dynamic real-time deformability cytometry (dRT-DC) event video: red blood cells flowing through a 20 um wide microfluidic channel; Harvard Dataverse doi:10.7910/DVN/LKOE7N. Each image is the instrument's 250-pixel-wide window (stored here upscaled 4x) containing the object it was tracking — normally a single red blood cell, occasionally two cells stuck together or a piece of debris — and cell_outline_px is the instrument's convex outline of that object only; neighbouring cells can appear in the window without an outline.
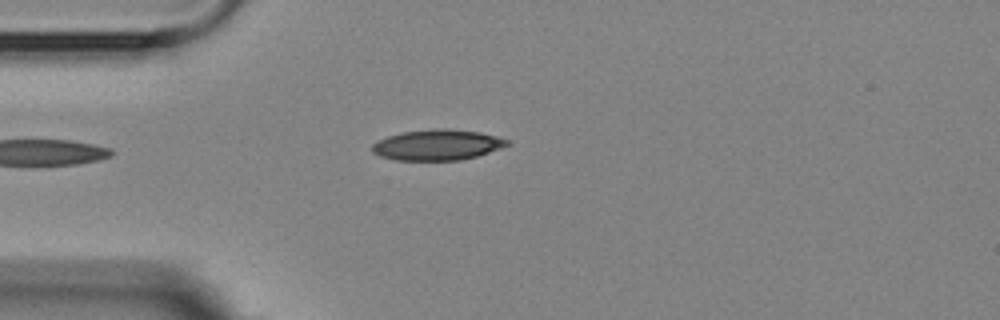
{"species": "Egyptian fruit bat (a non-hibernating species)", "species_latin": "Rousettus aegyptiacus", "temperature_condition": "room temperature", "stored_images_in_passage": 4, "camera_frame_rate_fps": 3000, "um_per_image_px": 0.085, "animal": {"sex": "female"}, "frame": {"image": 1, "passage_image": 4, "time_ms": 3.333, "image_size_px": [1000, 320], "cell_outline_px": [[512, 144], [476, 156], [460, 160], [396, 160], [380, 156], [372, 152], [372, 144], [388, 136], [404, 132], [440, 128], [444, 128], [480, 132], [496, 136], [508, 140]], "centroid_in_image_um": [37.19, 12.32], "position_along_channel_um": 47.8, "area_um2": 23.87}}